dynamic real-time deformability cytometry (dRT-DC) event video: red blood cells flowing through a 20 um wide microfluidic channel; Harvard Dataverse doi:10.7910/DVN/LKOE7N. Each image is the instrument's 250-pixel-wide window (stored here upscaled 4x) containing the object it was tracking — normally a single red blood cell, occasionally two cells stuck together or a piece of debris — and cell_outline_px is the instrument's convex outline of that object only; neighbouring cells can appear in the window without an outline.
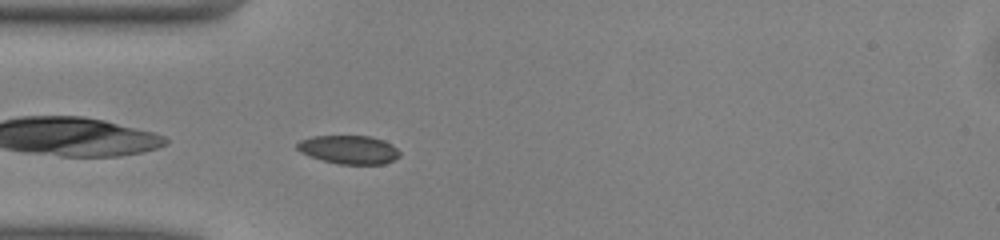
{"species": "common noctule bat (a hibernating species)", "species_latin": "Nyctalus noctula", "temperature_condition": "warm", "stored_images_in_passage": 38, "camera_frame_rate_fps": 3000, "um_per_image_px": 0.085, "animal": {"sex": "male", "body_mass_g": 13.0, "forearm_length_mm": 53.1}, "frame": {"image": 1, "passage_image": 2, "time_ms": 0.333, "image_size_px": [1000, 240], "cell_outline_px": [[400, 156], [384, 164], [340, 164], [324, 160], [300, 152], [296, 148], [296, 144], [300, 140], [312, 136], [372, 136], [384, 140], [392, 144], [400, 152]], "centroid_in_image_um": [29.67, 12.71], "position_along_channel_um": 55.3, "area_um2": 16.99}}
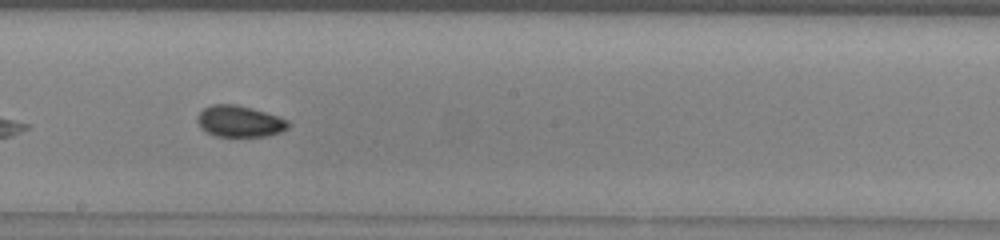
{"frame": {"image": 2, "passage_image": 15, "time_ms": 4.667, "image_size_px": [1000, 240], "cell_outline_px": [[292, 124], [288, 128], [280, 132], [268, 136], [216, 136], [200, 128], [196, 120], [200, 112], [204, 108], [212, 104], [236, 104], [252, 108], [288, 120]], "centroid_in_image_um": [20.37, 10.31], "position_along_channel_um": 227.8, "area_um2": 16.59}}
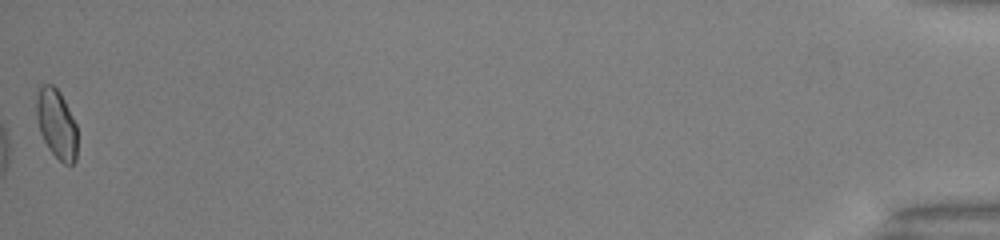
{"frame": {"image": 3, "passage_image": 38, "time_ms": 12.333, "image_size_px": [1000, 240], "cell_outline_px": [[76, 160], [72, 164], [64, 164], [48, 148], [40, 132], [36, 116], [36, 100], [40, 84], [52, 84], [60, 92], [76, 124]], "centroid_in_image_um": [4.79, 10.51], "position_along_channel_um": 430.4, "area_um2": 16.36}, "authors_computed_cell_mechanics": {"area_um2": 16.5886, "velocity_mm_per_s": 4.0611, "shape_relaxation_time_tau1_ms": 3.8653, "shape_relaxation_time_tau2_ms": 2.4872, "deformation_change_tau1": 0.0883, "deformation_change_tau2": 0.0465}}